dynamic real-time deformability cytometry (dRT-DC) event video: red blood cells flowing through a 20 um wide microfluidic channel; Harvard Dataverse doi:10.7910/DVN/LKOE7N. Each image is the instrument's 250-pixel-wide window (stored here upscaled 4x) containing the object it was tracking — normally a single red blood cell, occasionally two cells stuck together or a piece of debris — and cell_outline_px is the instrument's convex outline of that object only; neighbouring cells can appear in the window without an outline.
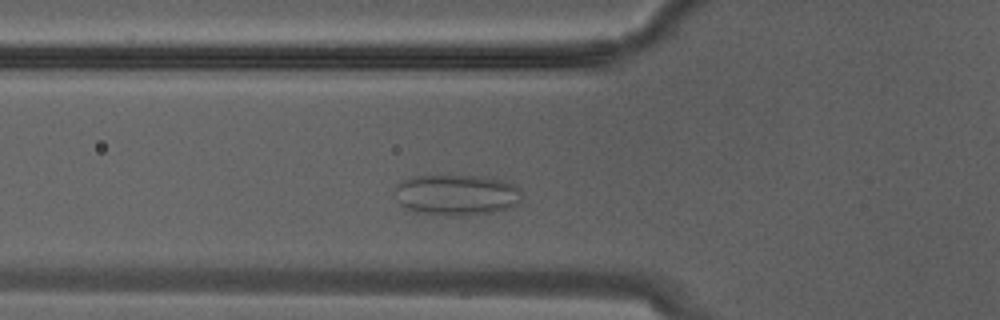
{"species": "Egyptian fruit bat (a non-hibernating species)", "species_latin": "Rousettus aegyptiacus", "temperature_condition": "warm", "stored_images_in_passage": 12, "camera_frame_rate_fps": 3000, "um_per_image_px": 0.085, "animal": {"sex": "male"}, "frame": {"image": 1, "passage_image": 6, "time_ms": 1.667, "image_size_px": [1000, 320], "cell_outline_px": [[520, 204], [512, 208], [496, 212], [468, 216], [448, 216], [416, 212], [400, 204], [396, 200], [392, 192], [396, 184], [412, 176], [488, 176], [504, 180], [516, 184], [520, 188]], "centroid_in_image_um": [38.84, 16.57], "position_along_channel_um": 87.0, "area_um2": 31.1}}